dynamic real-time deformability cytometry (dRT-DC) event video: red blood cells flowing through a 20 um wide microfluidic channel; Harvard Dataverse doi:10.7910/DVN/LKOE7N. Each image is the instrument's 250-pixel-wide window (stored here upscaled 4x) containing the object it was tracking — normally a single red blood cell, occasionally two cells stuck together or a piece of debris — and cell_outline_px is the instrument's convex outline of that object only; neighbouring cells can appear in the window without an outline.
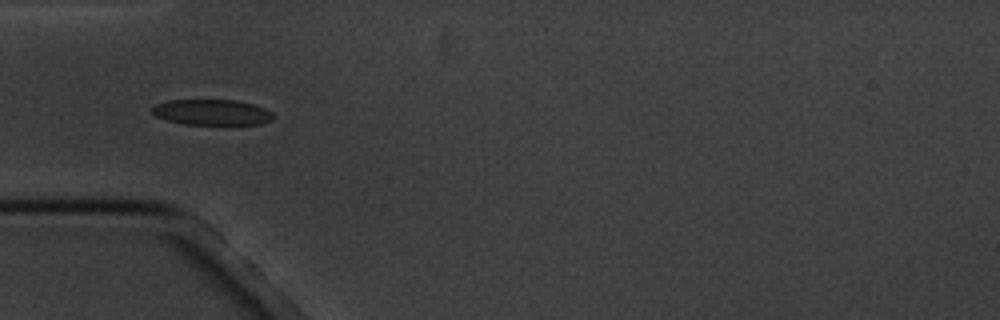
{"species": "common noctule bat (a hibernating species)", "species_latin": "Nyctalus noctula", "temperature_condition": "cold", "stored_images_in_passage": 7, "camera_frame_rate_fps": 3000, "um_per_image_px": 0.085, "animal": {"sex": "male", "body_mass_g": 20.1, "forearm_length_mm": 53.5}, "frame": {"image": 1, "passage_image": 5, "time_ms": 4.667, "image_size_px": [1000, 320], "cell_outline_px": [[272, 120], [260, 124], [180, 124], [156, 116], [152, 112], [152, 108], [156, 104], [168, 100], [236, 100], [252, 104], [264, 108], [272, 112]], "centroid_in_image_um": [17.99, 9.54], "position_along_channel_um": 67.0, "area_um2": 17.98}}
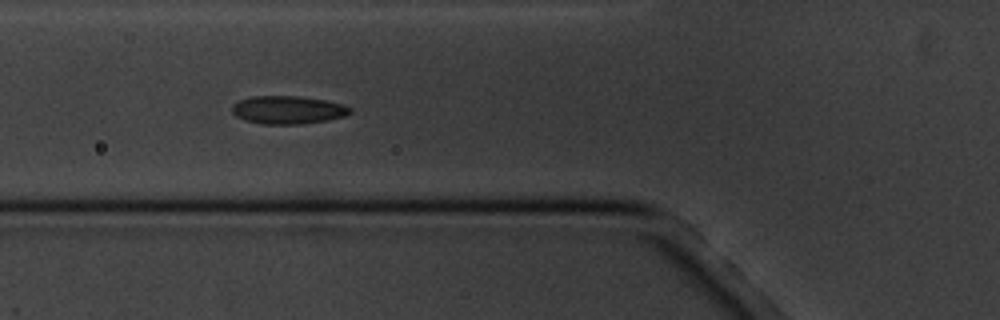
{"frame": {"image": 2, "passage_image": 6, "time_ms": 5.667, "image_size_px": [1000, 320], "cell_outline_px": [[352, 112], [344, 116], [328, 120], [300, 124], [260, 124], [244, 120], [236, 116], [232, 112], [232, 104], [240, 100], [252, 96], [300, 96], [324, 100], [344, 104], [352, 108]], "centroid_in_image_um": [24.47, 9.34], "position_along_channel_um": 101.3, "area_um2": 19.42}}
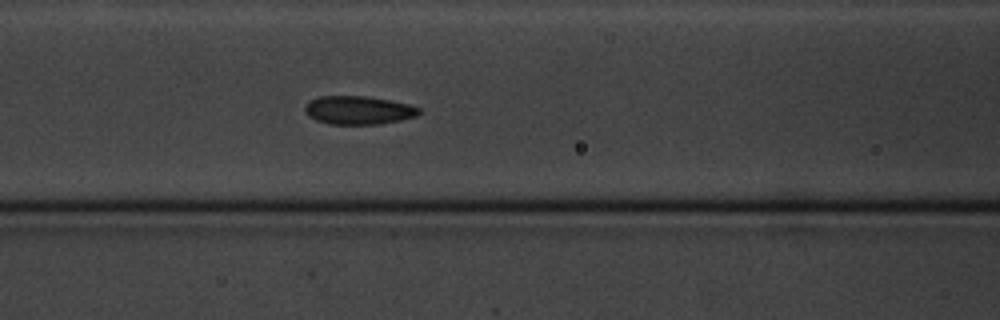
{"frame": {"image": 3, "passage_image": 7, "time_ms": 6.667, "image_size_px": [1000, 320], "cell_outline_px": [[420, 112], [416, 116], [400, 120], [380, 124], [328, 124], [316, 120], [308, 116], [304, 112], [304, 108], [312, 100], [320, 96], [364, 96], [388, 100], [408, 104], [420, 108]], "centroid_in_image_um": [30.45, 9.37], "position_along_channel_um": 136.1, "area_um2": 18.73}}